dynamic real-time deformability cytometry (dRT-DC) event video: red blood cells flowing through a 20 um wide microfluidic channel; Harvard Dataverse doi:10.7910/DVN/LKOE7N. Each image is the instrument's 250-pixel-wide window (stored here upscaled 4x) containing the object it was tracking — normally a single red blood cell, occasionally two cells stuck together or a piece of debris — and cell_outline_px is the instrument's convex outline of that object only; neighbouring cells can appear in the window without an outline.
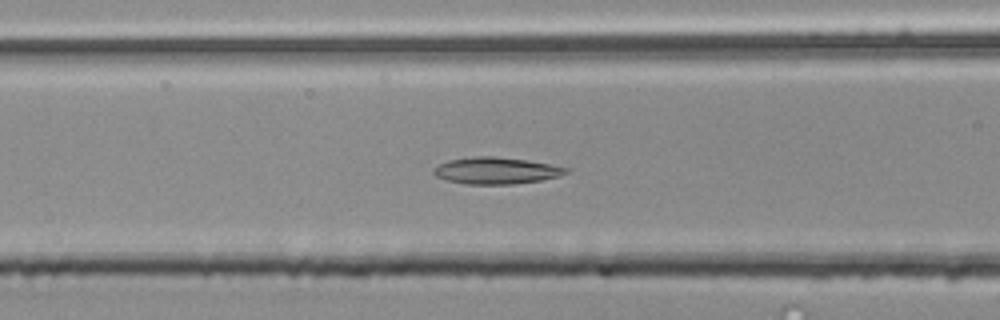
{"species": "common noctule bat (a hibernating species)", "species_latin": "Nyctalus noctula", "temperature_condition": "room temperature", "stored_images_in_passage": 46, "camera_frame_rate_fps": 3000, "um_per_image_px": 0.085, "animal": {"sex": "male", "body_mass_g": 20.4}, "frame": {"image": 1, "passage_image": 21, "time_ms": 6.667, "image_size_px": [1000, 320], "cell_outline_px": [[568, 172], [556, 176], [540, 180], [512, 184], [468, 184], [448, 180], [436, 176], [432, 172], [432, 168], [448, 160], [472, 156], [492, 156], [528, 160], [568, 168]], "centroid_in_image_um": [42.11, 14.49], "position_along_channel_um": 124.5, "area_um2": 20.35}}
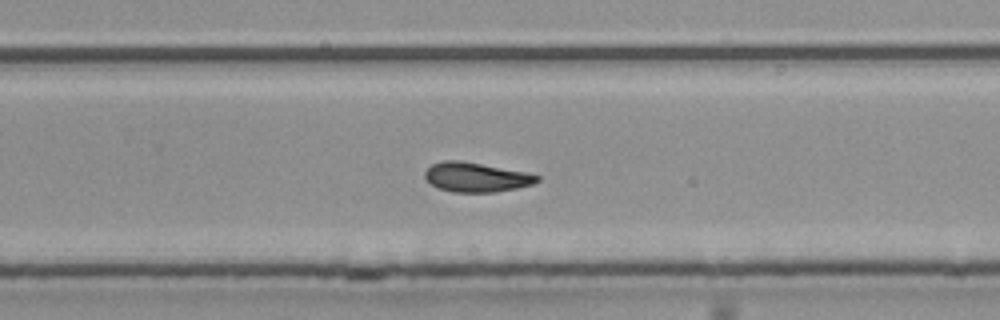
{"frame": {"image": 2, "passage_image": 34, "time_ms": 11.0, "image_size_px": [1000, 320], "cell_outline_px": [[540, 180], [532, 184], [516, 188], [496, 192], [452, 192], [436, 188], [424, 176], [424, 172], [432, 164], [444, 160], [460, 160], [528, 172], [540, 176]], "centroid_in_image_um": [40.48, 15.06], "position_along_channel_um": 289.3, "area_um2": 19.36}}
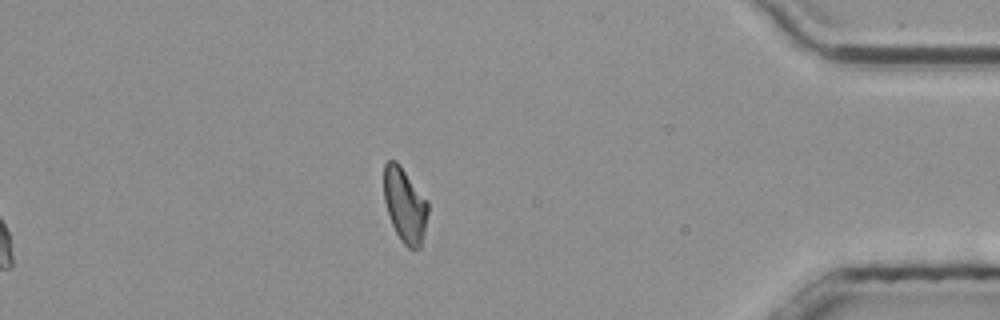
{"frame": {"image": 3, "passage_image": 46, "time_ms": 15.0, "image_size_px": [1000, 320], "cell_outline_px": [[428, 212], [424, 232], [420, 248], [408, 248], [400, 240], [392, 224], [384, 200], [384, 164], [388, 160], [396, 160], [400, 164], [428, 200]], "centroid_in_image_um": [34.42, 17.4], "position_along_channel_um": 400.8, "area_um2": 19.19}, "authors_computed_cell_mechanics": {"area_um2": 20.1144, "velocity_mm_per_s": 3.8142, "shape_relaxation_time_tau1_ms": null, "shape_relaxation_time_tau2_ms": 5.3863, "deformation_change_tau1": null, "deformation_change_tau2": 0.1245}}